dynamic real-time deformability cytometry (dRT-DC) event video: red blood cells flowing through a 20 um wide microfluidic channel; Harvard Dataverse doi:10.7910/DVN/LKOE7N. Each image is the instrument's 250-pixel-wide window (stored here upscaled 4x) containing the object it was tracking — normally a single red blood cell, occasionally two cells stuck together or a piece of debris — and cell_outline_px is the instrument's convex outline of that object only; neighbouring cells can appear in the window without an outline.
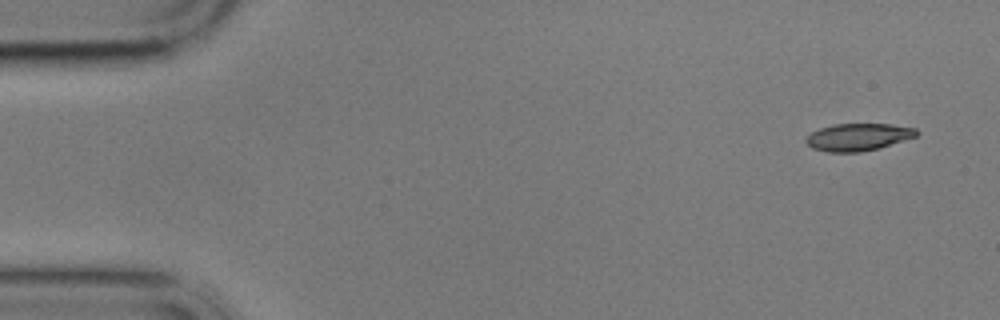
{"species": "common noctule bat (a hibernating species)", "species_latin": "Nyctalus noctula", "temperature_condition": "cold", "stored_images_in_passage": 6, "camera_frame_rate_fps": 3000, "um_per_image_px": 0.085, "animal": {"sex": "male", "body_mass_g": 17.9}, "frame": {"image": 1, "passage_image": 1, "time_ms": 0.0, "image_size_px": [1000, 320], "cell_outline_px": [[920, 132], [916, 136], [876, 148], [860, 152], [828, 152], [812, 148], [804, 140], [812, 132], [820, 128], [832, 124], [892, 124], [916, 128]], "centroid_in_image_um": [72.92, 11.63], "position_along_channel_um": 12.1, "area_um2": 17.4}}
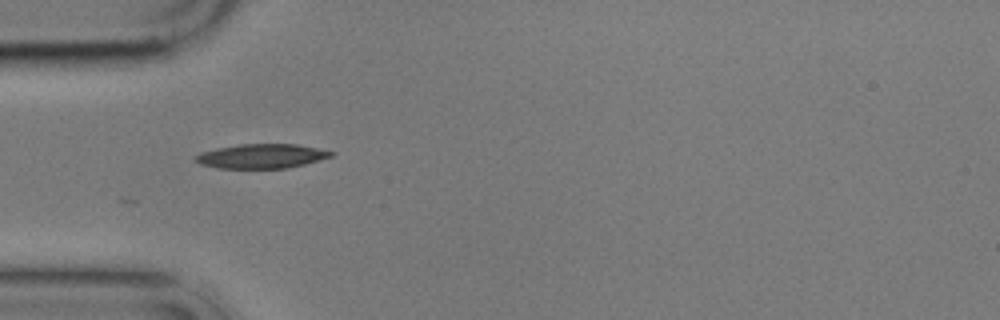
{"frame": {"image": 2, "passage_image": 5, "time_ms": 4.667, "image_size_px": [1000, 320], "cell_outline_px": [[336, 152], [332, 156], [304, 164], [288, 168], [220, 168], [200, 164], [192, 160], [192, 156], [200, 152], [216, 148], [236, 144], [296, 144]], "centroid_in_image_um": [22.16, 13.26], "position_along_channel_um": 62.8, "area_um2": 19.36}}